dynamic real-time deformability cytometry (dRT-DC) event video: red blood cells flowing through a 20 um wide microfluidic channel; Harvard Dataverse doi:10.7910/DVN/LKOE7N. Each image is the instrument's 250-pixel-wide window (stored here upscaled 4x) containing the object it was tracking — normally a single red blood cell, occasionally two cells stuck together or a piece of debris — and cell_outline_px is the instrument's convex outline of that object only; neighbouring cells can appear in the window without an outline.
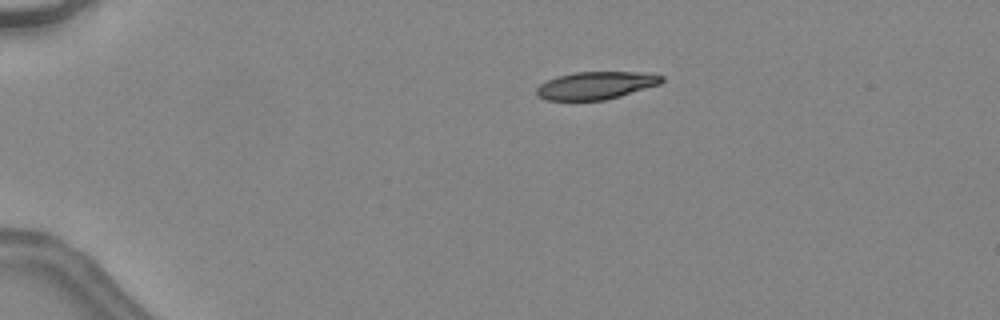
{"species": "common noctule bat (a hibernating species)", "species_latin": "Nyctalus noctula", "temperature_condition": "warm", "stored_images_in_passage": 41, "camera_frame_rate_fps": 3000, "um_per_image_px": 0.085, "animal": {"sex": "female", "body_mass_g": 24.6, "forearm_length_mm": 56.2}, "frame": {"image": 1, "passage_image": 5, "time_ms": 1.333, "image_size_px": [1000, 320], "cell_outline_px": [[664, 80], [660, 84], [620, 96], [604, 100], [544, 100], [536, 96], [536, 88], [540, 84], [556, 76], [576, 72], [648, 72], [664, 76]], "centroid_in_image_um": [50.65, 7.26], "position_along_channel_um": 34.4, "area_um2": 20.29}}
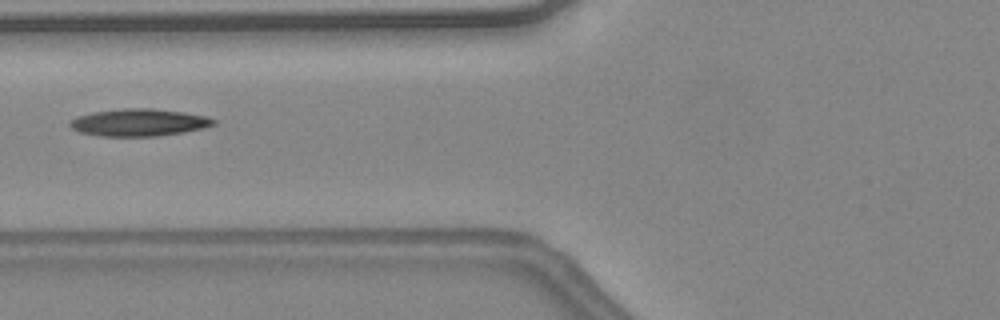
{"frame": {"image": 2, "passage_image": 15, "time_ms": 4.667, "image_size_px": [1000, 320], "cell_outline_px": [[216, 124], [204, 128], [184, 132], [156, 136], [100, 136], [80, 132], [72, 128], [68, 124], [68, 120], [76, 116], [92, 112], [120, 108], [152, 108], [184, 112], [208, 116], [216, 120]], "centroid_in_image_um": [11.8, 10.4], "position_along_channel_um": 114.0, "area_um2": 23.12}}
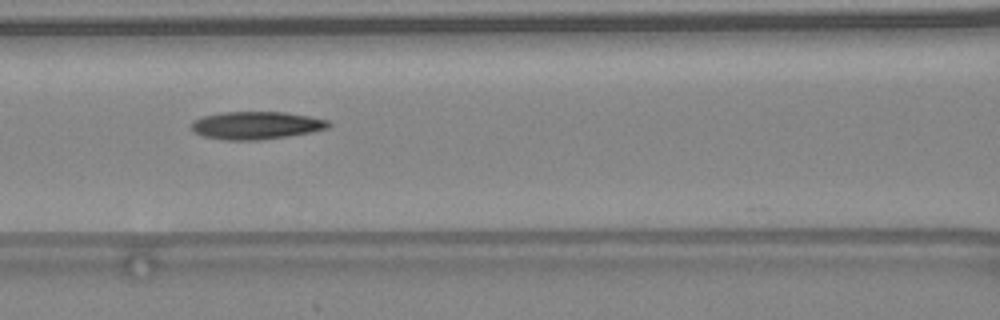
{"frame": {"image": 3, "passage_image": 17, "time_ms": 5.333, "image_size_px": [1000, 320], "cell_outline_px": [[332, 124], [328, 128], [312, 132], [288, 136], [260, 140], [228, 140], [204, 136], [196, 132], [192, 128], [192, 120], [204, 116], [220, 112], [284, 112], [308, 116], [328, 120]], "centroid_in_image_um": [21.81, 10.65], "position_along_channel_um": 144.8, "area_um2": 22.08}, "authors_computed_cell_mechanics": {"area_um2": 21.7906, "velocity_mm_per_s": 4.5575, "shape_relaxation_time_tau1_ms": 6.3026, "shape_relaxation_time_tau2_ms": 5.9956, "deformation_change_tau1": 0.2199, "deformation_change_tau2": 0.1857}}